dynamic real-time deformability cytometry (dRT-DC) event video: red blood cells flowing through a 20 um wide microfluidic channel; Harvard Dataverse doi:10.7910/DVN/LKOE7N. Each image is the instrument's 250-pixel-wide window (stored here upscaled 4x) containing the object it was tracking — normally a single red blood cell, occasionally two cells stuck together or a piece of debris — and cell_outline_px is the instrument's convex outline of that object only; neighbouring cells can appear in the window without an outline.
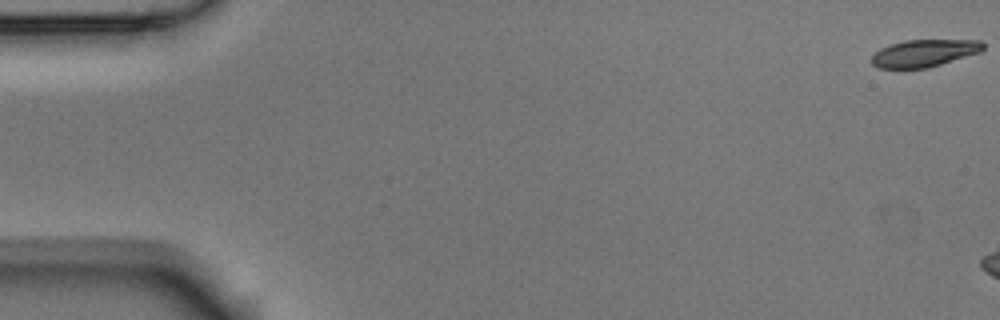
{"species": "Egyptian fruit bat (a non-hibernating species)", "species_latin": "Rousettus aegyptiacus", "temperature_condition": "room temperature", "stored_images_in_passage": 3, "camera_frame_rate_fps": 3000, "um_per_image_px": 0.085, "animal": {"sex": "male"}, "frame": {"image": 1, "passage_image": 1, "time_ms": 0.0, "image_size_px": [1000, 320], "cell_outline_px": [[984, 48], [980, 52], [928, 68], [880, 68], [872, 64], [872, 56], [880, 48], [888, 44], [904, 40], [980, 40], [984, 44]], "centroid_in_image_um": [78.55, 4.51], "position_along_channel_um": 6.5, "area_um2": 17.69}}